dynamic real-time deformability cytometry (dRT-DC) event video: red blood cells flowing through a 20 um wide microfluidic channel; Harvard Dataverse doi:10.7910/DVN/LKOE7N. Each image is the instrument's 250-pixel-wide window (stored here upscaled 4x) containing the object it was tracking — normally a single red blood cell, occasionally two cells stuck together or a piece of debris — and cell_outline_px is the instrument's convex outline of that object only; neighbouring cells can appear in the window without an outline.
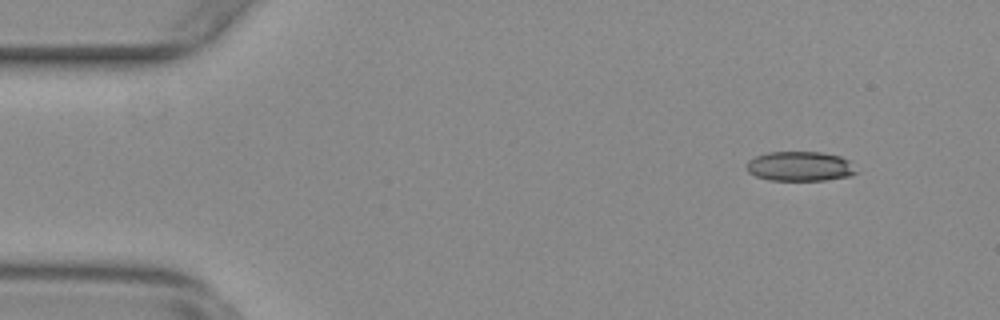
{"species": "common noctule bat (a hibernating species)", "species_latin": "Nyctalus noctula", "temperature_condition": "warm", "stored_images_in_passage": 55, "camera_frame_rate_fps": 3000, "um_per_image_px": 0.085, "animal": {"sex": "female", "body_mass_g": 29.2, "forearm_length_mm": 56.3}, "frame": {"image": 1, "passage_image": 6, "time_ms": 1.667, "image_size_px": [1000, 320], "cell_outline_px": [[856, 172], [852, 176], [824, 180], [768, 180], [756, 176], [748, 172], [748, 160], [756, 156], [768, 152], [820, 152], [840, 156], [848, 160]], "centroid_in_image_um": [67.99, 14.14], "position_along_channel_um": 17.0, "area_um2": 18.79}}
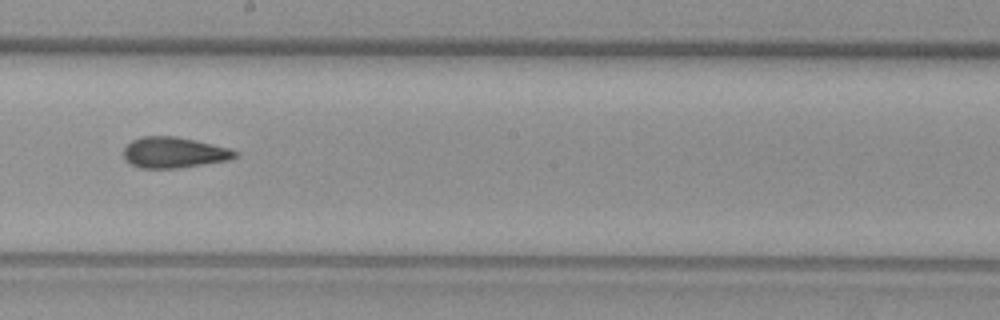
{"frame": {"image": 2, "passage_image": 31, "time_ms": 10.0, "image_size_px": [1000, 320], "cell_outline_px": [[236, 156], [228, 160], [180, 168], [140, 168], [128, 164], [124, 156], [124, 148], [132, 140], [140, 136], [176, 136], [196, 140], [228, 148], [236, 152]], "centroid_in_image_um": [14.73, 12.96], "position_along_channel_um": 233.5, "area_um2": 20.0}}
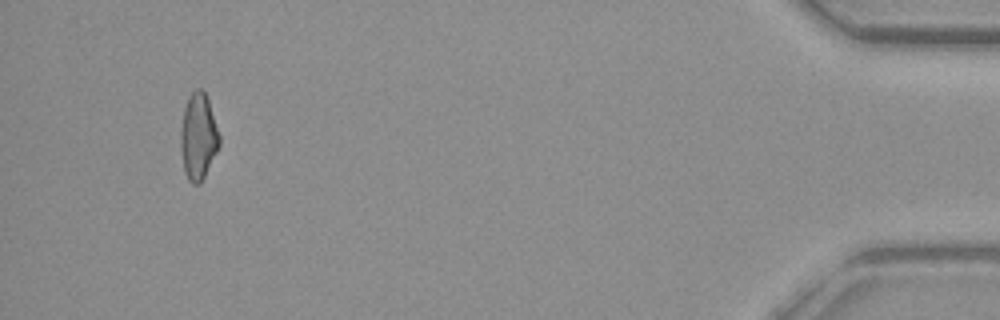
{"frame": {"image": 3, "passage_image": 52, "time_ms": 17.0, "image_size_px": [1000, 320], "cell_outline_px": [[220, 144], [200, 184], [192, 184], [188, 180], [184, 172], [180, 148], [180, 128], [184, 108], [188, 96], [196, 88], [200, 88], [204, 92], [208, 100], [220, 136]], "centroid_in_image_um": [16.83, 11.61], "position_along_channel_um": 418.4, "area_um2": 19.48}, "authors_computed_cell_mechanics": {"area_um2": 19.7098, "velocity_mm_per_s": 3.8008, "shape_relaxation_time_tau1_ms": null, "shape_relaxation_time_tau2_ms": 2.7357, "deformation_change_tau1": null, "deformation_change_tau2": 0.0979}}